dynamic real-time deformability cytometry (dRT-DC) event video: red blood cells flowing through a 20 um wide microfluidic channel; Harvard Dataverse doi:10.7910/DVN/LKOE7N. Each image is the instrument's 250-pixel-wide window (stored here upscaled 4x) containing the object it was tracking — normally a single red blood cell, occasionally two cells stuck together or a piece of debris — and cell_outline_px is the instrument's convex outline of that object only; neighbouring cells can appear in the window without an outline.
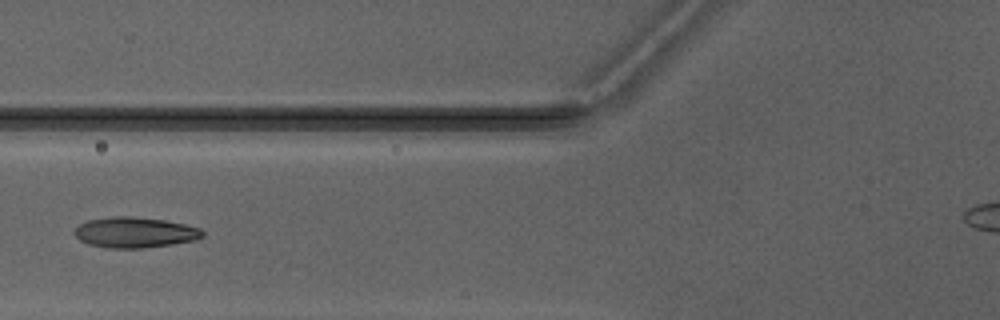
{"species": "Egyptian fruit bat (a non-hibernating species)", "species_latin": "Rousettus aegyptiacus", "temperature_condition": "warm", "stored_images_in_passage": 4, "camera_frame_rate_fps": 3000, "um_per_image_px": 0.085, "animal": {"sex": "male"}, "frame": {"image": 1, "passage_image": 4, "time_ms": 4.333, "image_size_px": [1000, 320], "cell_outline_px": [[204, 236], [196, 240], [172, 244], [144, 248], [112, 248], [88, 244], [80, 240], [72, 232], [80, 224], [88, 220], [112, 216], [128, 216], [164, 220], [184, 224], [200, 228], [204, 232]], "centroid_in_image_um": [11.47, 19.76], "position_along_channel_um": 114.3, "area_um2": 22.77}}